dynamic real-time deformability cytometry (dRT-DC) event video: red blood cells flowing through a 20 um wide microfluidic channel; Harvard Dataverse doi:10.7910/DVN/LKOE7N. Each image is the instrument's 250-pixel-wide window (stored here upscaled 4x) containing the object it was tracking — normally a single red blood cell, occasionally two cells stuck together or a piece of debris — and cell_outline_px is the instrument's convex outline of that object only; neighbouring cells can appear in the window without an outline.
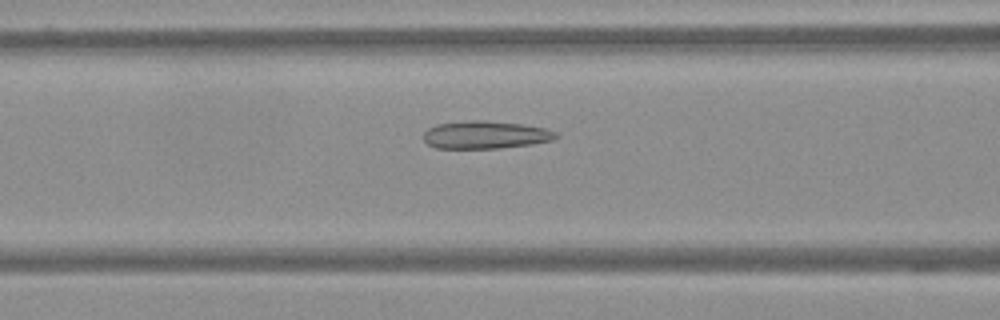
{"species": "Egyptian fruit bat (a non-hibernating species)", "species_latin": "Rousettus aegyptiacus", "temperature_condition": "warm", "stored_images_in_passage": 60, "camera_frame_rate_fps": 3000, "um_per_image_px": 0.085, "frame": {"image": 1, "passage_image": 25, "time_ms": 8.0, "image_size_px": [1000, 320], "cell_outline_px": [[560, 136], [552, 140], [532, 144], [496, 148], [436, 148], [428, 144], [424, 140], [424, 132], [428, 128], [436, 124], [468, 120], [488, 120], [520, 124], [544, 128], [556, 132]], "centroid_in_image_um": [41.24, 11.45], "position_along_channel_um": 125.4, "area_um2": 21.39}}
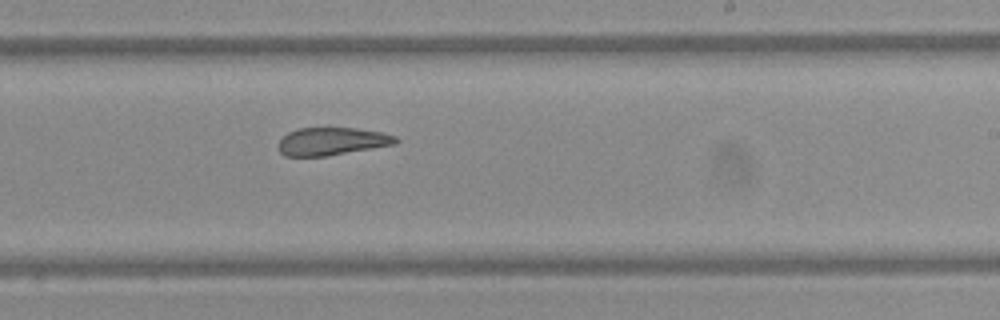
{"frame": {"image": 2, "passage_image": 37, "time_ms": 12.0, "image_size_px": [1000, 320], "cell_outline_px": [[400, 140], [396, 144], [328, 156], [284, 156], [280, 152], [276, 144], [288, 132], [296, 128], [356, 128], [384, 132], [396, 136]], "centroid_in_image_um": [28.22, 12.01], "position_along_channel_um": 260.8, "area_um2": 19.25}}
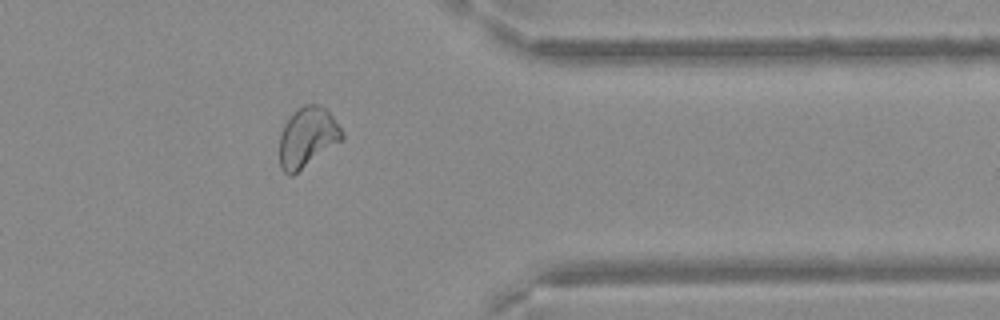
{"frame": {"image": 3, "passage_image": 49, "time_ms": 16.0, "image_size_px": [1000, 320], "cell_outline_px": [[344, 140], [292, 176], [288, 176], [280, 168], [280, 132], [284, 124], [292, 112], [304, 104], [316, 104], [324, 108], [332, 116], [344, 132]], "centroid_in_image_um": [26.13, 11.69], "position_along_channel_um": 385.3, "area_um2": 22.14}}